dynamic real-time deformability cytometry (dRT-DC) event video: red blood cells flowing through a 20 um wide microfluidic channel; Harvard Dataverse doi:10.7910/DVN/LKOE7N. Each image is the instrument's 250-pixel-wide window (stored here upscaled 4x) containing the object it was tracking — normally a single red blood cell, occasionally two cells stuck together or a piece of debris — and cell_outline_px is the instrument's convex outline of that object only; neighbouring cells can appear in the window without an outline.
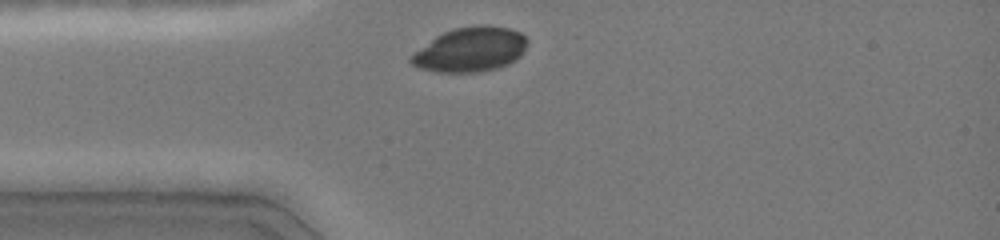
{"species": "common noctule bat (a hibernating species)", "species_latin": "Nyctalus noctula", "temperature_condition": "cold", "stored_images_in_passage": 3, "camera_frame_rate_fps": 3000, "um_per_image_px": 0.085, "animal": {"sex": "female", "body_mass_g": 19.0, "forearm_length_mm": 51.5}, "frame": {"image": 1, "passage_image": 1, "time_ms": 0.0, "image_size_px": [1000, 240], "cell_outline_px": [[528, 44], [520, 56], [516, 60], [508, 64], [484, 72], [436, 72], [420, 68], [412, 64], [408, 60], [408, 56], [436, 36], [452, 28], [476, 24], [484, 24], [508, 28], [520, 32], [528, 40]], "centroid_in_image_um": [39.98, 4.2], "position_along_channel_um": 45.0, "area_um2": 30.52}}